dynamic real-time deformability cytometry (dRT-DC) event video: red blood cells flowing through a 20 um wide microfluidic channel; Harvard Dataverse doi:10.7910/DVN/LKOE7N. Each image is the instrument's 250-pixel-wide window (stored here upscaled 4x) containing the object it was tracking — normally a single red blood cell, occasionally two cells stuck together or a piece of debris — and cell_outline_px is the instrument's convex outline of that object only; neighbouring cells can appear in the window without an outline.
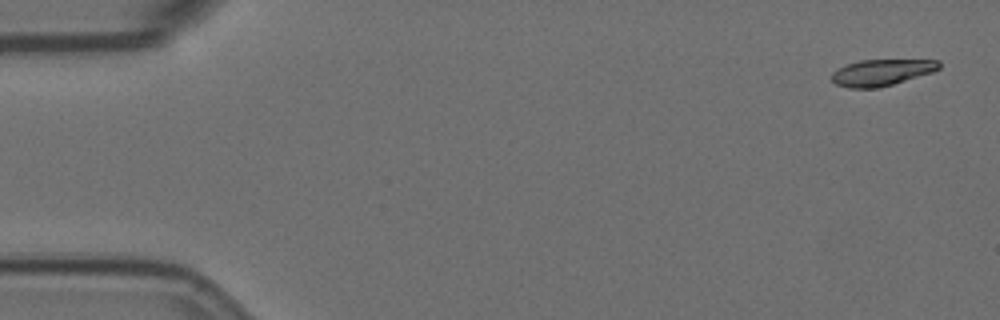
{"species": "Egyptian fruit bat (a non-hibernating species)", "species_latin": "Rousettus aegyptiacus", "temperature_condition": "room temperature", "stored_images_in_passage": 5, "camera_frame_rate_fps": 3000, "um_per_image_px": 0.085, "animal": {"sex": "female"}, "frame": {"image": 1, "passage_image": 1, "time_ms": 0.0, "image_size_px": [1000, 320], "cell_outline_px": [[940, 68], [932, 72], [880, 88], [848, 88], [836, 84], [832, 80], [832, 72], [848, 64], [860, 60], [940, 60]], "centroid_in_image_um": [74.94, 6.16], "position_along_channel_um": 10.1, "area_um2": 16.36}}
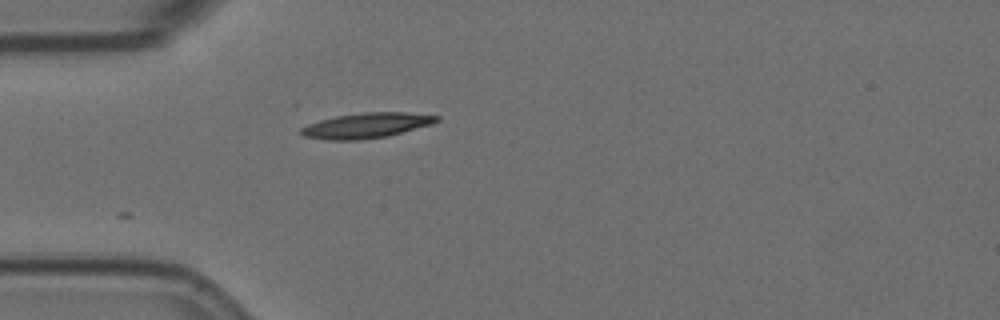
{"frame": {"image": 2, "passage_image": 5, "time_ms": 4.667, "image_size_px": [1000, 320], "cell_outline_px": [[440, 120], [432, 124], [388, 136], [356, 140], [328, 140], [304, 136], [300, 132], [300, 128], [308, 124], [320, 120], [336, 116], [364, 112], [404, 112], [440, 116]], "centroid_in_image_um": [31.15, 10.66], "position_along_channel_um": 53.8, "area_um2": 19.83}}